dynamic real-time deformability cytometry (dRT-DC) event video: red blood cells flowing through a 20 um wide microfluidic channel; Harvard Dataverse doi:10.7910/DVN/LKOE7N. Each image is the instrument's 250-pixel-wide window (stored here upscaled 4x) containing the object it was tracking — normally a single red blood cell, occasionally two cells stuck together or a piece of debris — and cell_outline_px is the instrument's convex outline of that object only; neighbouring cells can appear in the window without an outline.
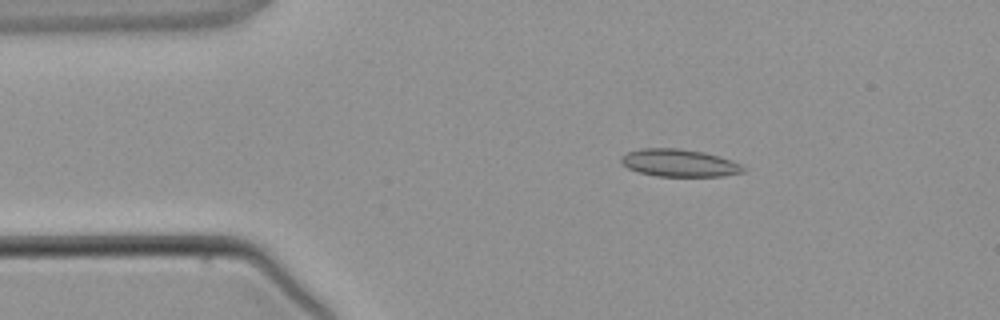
{"species": "common noctule bat (a hibernating species)", "species_latin": "Nyctalus noctula", "temperature_condition": "warm", "stored_images_in_passage": 2, "camera_frame_rate_fps": 3000, "um_per_image_px": 0.085, "animal": {"sex": "male", "body_mass_g": 21.5, "forearm_length_mm": 52.0}, "frame": {"image": 1, "passage_image": 2, "time_ms": 1.333, "image_size_px": [1000, 320], "cell_outline_px": [[748, 168], [744, 172], [724, 176], [656, 176], [640, 172], [628, 168], [620, 164], [620, 156], [628, 152], [640, 148], [680, 148], [704, 152], [740, 164]], "centroid_in_image_um": [57.7, 13.85], "position_along_channel_um": 27.3, "area_um2": 19.59}}